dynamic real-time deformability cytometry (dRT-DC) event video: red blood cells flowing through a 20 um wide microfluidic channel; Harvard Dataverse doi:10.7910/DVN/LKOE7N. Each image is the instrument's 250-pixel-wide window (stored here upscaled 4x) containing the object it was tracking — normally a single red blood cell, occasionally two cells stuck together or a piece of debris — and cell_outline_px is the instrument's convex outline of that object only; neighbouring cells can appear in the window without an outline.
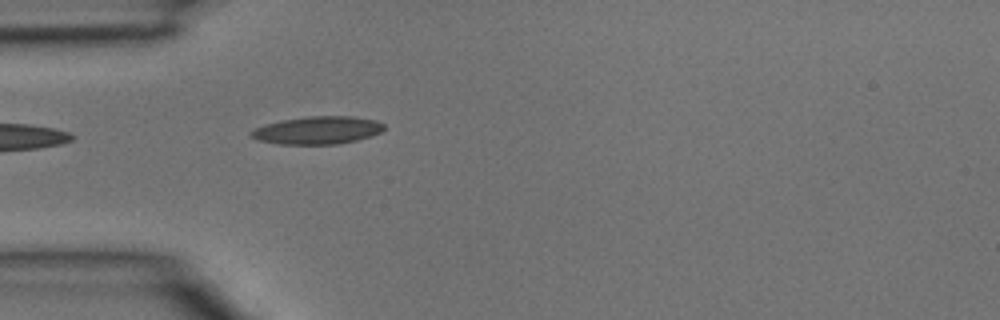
{"species": "common noctule bat (a hibernating species)", "species_latin": "Nyctalus noctula", "temperature_condition": "room temperature", "stored_images_in_passage": 4, "camera_frame_rate_fps": 3000, "um_per_image_px": 0.085, "animal": {"sex": "male", "body_mass_g": 15.6}, "frame": {"image": 1, "passage_image": 4, "time_ms": 1.0, "image_size_px": [1000, 320], "cell_outline_px": [[384, 128], [380, 132], [372, 136], [356, 140], [336, 144], [280, 144], [260, 140], [252, 136], [248, 132], [256, 128], [268, 124], [284, 120], [312, 116], [352, 116], [376, 120], [384, 124]], "centroid_in_image_um": [27.04, 11.07], "position_along_channel_um": 58.0, "area_um2": 21.15}}